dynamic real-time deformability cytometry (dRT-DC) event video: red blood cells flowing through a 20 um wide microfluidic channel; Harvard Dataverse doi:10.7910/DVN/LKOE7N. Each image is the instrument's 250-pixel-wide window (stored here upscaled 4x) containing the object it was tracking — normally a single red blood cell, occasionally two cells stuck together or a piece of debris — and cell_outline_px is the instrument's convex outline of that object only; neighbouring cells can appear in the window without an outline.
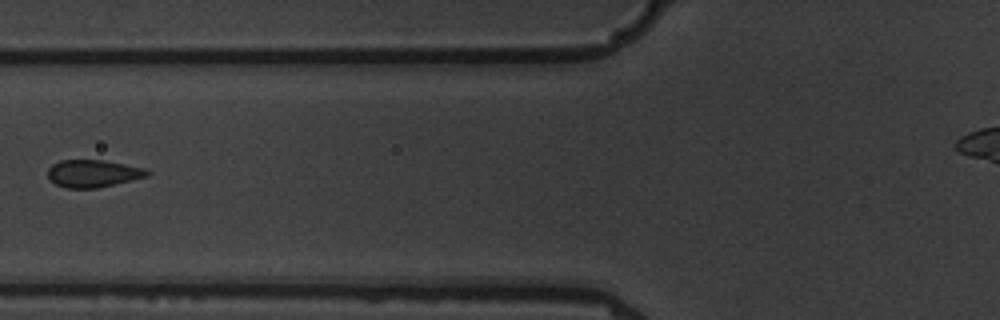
{"species": "common noctule bat (a hibernating species)", "species_latin": "Nyctalus noctula", "temperature_condition": "warm", "stored_images_in_passage": 8, "camera_frame_rate_fps": 3000, "um_per_image_px": 0.085, "animal": {"sex": "male", "body_mass_g": 19.5, "forearm_length_mm": 54.6}, "frame": {"image": 1, "passage_image": 4, "time_ms": 3.667, "image_size_px": [1000, 320], "cell_outline_px": [[152, 172], [148, 176], [132, 180], [96, 188], [68, 188], [56, 184], [48, 176], [48, 168], [52, 164], [60, 160], [104, 160], [144, 168]], "centroid_in_image_um": [7.92, 14.74], "position_along_channel_um": 117.9, "area_um2": 15.78}}
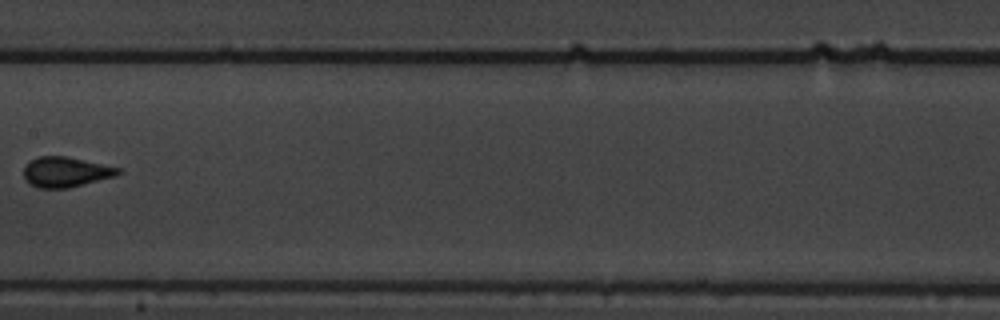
{"frame": {"image": 2, "passage_image": 6, "time_ms": 6.0, "image_size_px": [1000, 320], "cell_outline_px": [[120, 172], [116, 176], [68, 188], [36, 188], [24, 176], [24, 168], [32, 160], [40, 156], [68, 156], [120, 168]], "centroid_in_image_um": [5.61, 14.62], "position_along_channel_um": 201.8, "area_um2": 16.36}}
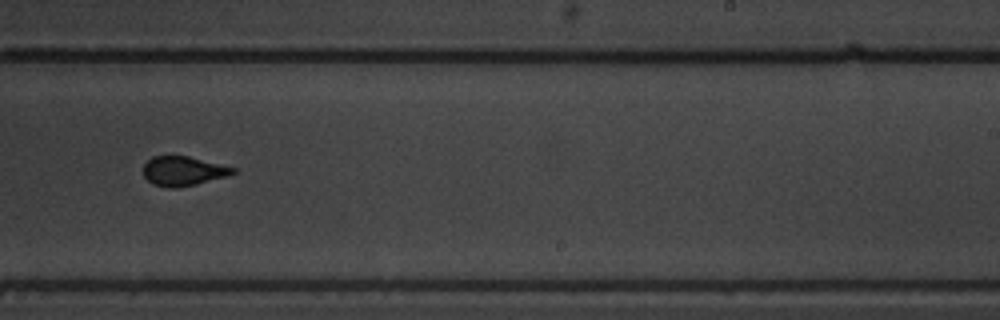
{"frame": {"image": 3, "passage_image": 8, "time_ms": 8.0, "image_size_px": [1000, 320], "cell_outline_px": [[236, 172], [228, 176], [196, 184], [176, 188], [168, 188], [152, 184], [144, 176], [144, 164], [152, 156], [188, 156], [236, 168]], "centroid_in_image_um": [15.57, 14.54], "position_along_channel_um": 273.4, "area_um2": 15.32}}